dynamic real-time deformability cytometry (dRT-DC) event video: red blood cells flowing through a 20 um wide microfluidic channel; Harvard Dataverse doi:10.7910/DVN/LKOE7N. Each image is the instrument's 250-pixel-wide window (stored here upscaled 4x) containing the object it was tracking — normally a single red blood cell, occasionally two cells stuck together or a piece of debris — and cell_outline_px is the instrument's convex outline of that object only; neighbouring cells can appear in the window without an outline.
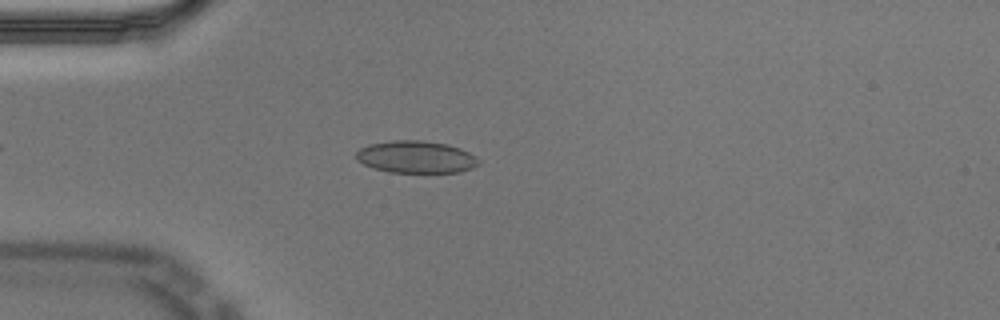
{"species": "Egyptian fruit bat (a non-hibernating species)", "species_latin": "Rousettus aegyptiacus", "temperature_condition": "cold", "stored_images_in_passage": 47, "camera_frame_rate_fps": 3000, "um_per_image_px": 0.085, "animal": {"sex": "male"}, "frame": {"image": 1, "passage_image": 9, "time_ms": 2.667, "image_size_px": [1000, 320], "cell_outline_px": [[480, 164], [472, 168], [460, 172], [388, 172], [372, 168], [356, 160], [356, 152], [360, 148], [368, 144], [392, 140], [424, 140], [448, 144], [460, 148], [476, 156], [480, 160]], "centroid_in_image_um": [35.36, 13.33], "position_along_channel_um": 49.6, "area_um2": 23.24}}
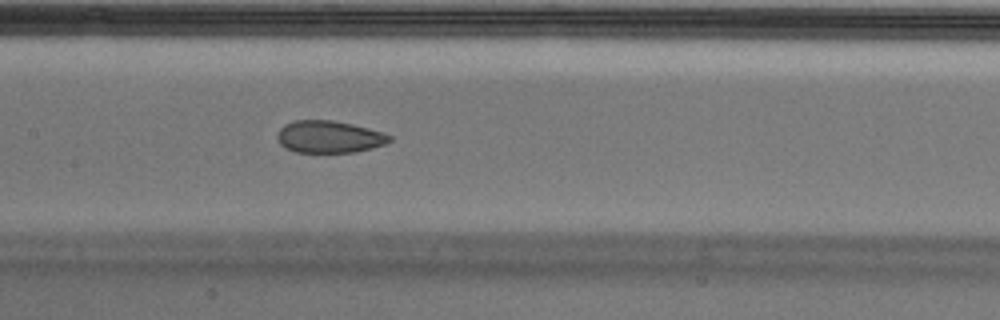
{"frame": {"image": 2, "passage_image": 21, "time_ms": 6.667, "image_size_px": [1000, 320], "cell_outline_px": [[392, 140], [384, 144], [372, 148], [356, 152], [296, 152], [284, 148], [276, 140], [276, 136], [280, 128], [284, 124], [296, 120], [332, 120], [352, 124], [368, 128], [392, 136]], "centroid_in_image_um": [27.94, 11.63], "position_along_channel_um": 179.5, "area_um2": 21.1}}
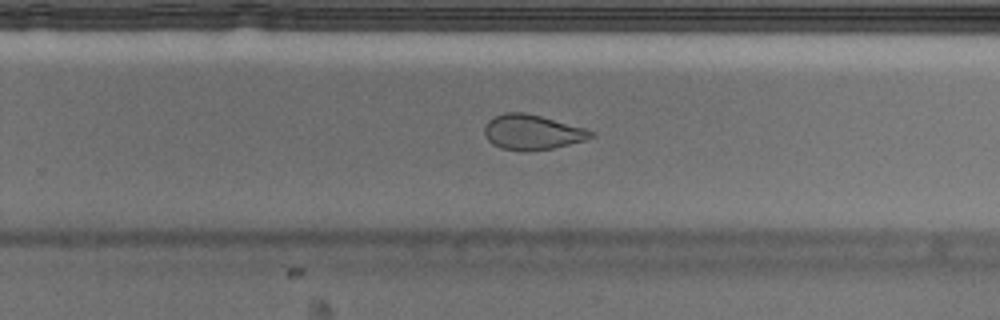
{"frame": {"image": 3, "passage_image": 30, "time_ms": 9.667, "image_size_px": [1000, 320], "cell_outline_px": [[596, 136], [584, 140], [552, 148], [500, 148], [492, 144], [488, 140], [484, 132], [484, 128], [488, 120], [504, 112], [524, 112], [540, 116], [584, 128], [596, 132]], "centroid_in_image_um": [45.24, 11.19], "position_along_channel_um": 284.6, "area_um2": 20.92}, "authors_computed_cell_mechanics": {"area_um2": 22.8888, "velocity_mm_per_s": 3.5188, "shape_relaxation_time_tau1_ms": null, "shape_relaxation_time_tau2_ms": 2.1766, "deformation_change_tau1": null, "deformation_change_tau2": 0.0694}}